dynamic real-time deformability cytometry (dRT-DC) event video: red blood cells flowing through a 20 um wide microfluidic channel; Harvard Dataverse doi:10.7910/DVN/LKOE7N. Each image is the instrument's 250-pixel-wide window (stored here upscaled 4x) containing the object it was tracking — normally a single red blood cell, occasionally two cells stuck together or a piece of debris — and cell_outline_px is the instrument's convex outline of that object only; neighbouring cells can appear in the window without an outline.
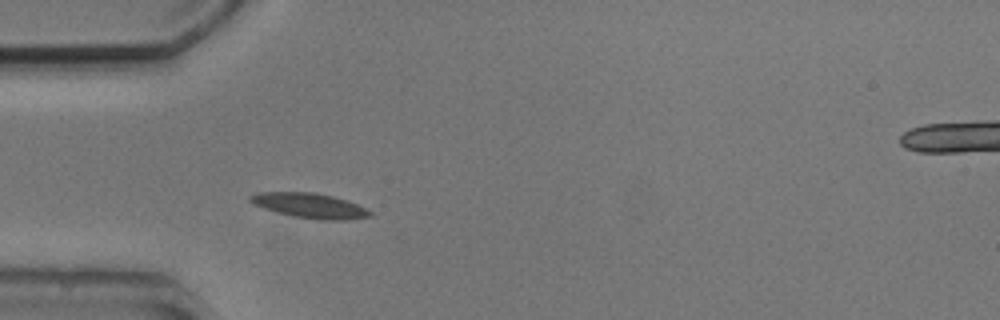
{"species": "common noctule bat (a hibernating species)", "species_latin": "Nyctalus noctula", "temperature_condition": "cold", "stored_images_in_passage": 3, "camera_frame_rate_fps": 3000, "um_per_image_px": 0.085, "animal": {"sex": "male", "body_mass_g": 20.5, "forearm_length_mm": 52.5}, "frame": {"image": 1, "passage_image": 2, "time_ms": 1.333, "image_size_px": [1000, 320], "cell_outline_px": [[372, 216], [348, 220], [324, 220], [292, 216], [276, 212], [264, 208], [248, 200], [248, 196], [256, 192], [316, 192], [348, 200], [372, 212]], "centroid_in_image_um": [26.33, 17.47], "position_along_channel_um": 58.7, "area_um2": 17.4}}